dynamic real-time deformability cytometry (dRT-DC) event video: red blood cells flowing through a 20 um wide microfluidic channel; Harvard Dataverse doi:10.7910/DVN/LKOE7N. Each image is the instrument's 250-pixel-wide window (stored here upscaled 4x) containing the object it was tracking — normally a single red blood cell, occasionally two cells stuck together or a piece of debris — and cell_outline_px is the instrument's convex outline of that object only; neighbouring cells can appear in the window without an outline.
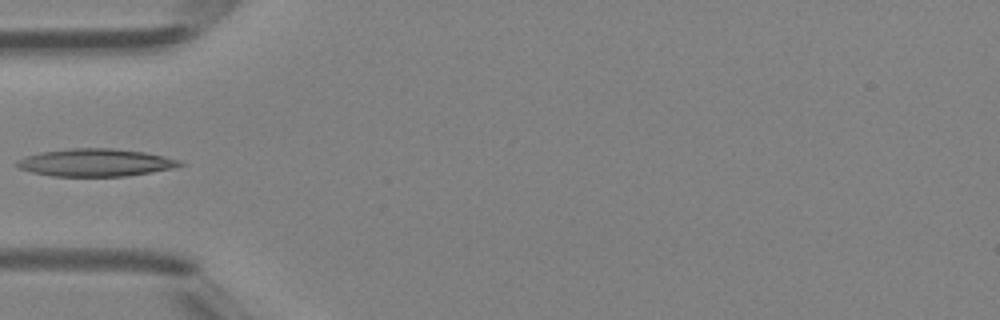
{"species": "Egyptian fruit bat (a non-hibernating species)", "species_latin": "Rousettus aegyptiacus", "temperature_condition": "room temperature", "stored_images_in_passage": 32, "camera_frame_rate_fps": 3000, "um_per_image_px": 0.085, "animal": {"sex": "female"}, "frame": {"image": 1, "passage_image": 1, "time_ms": 0.0, "image_size_px": [1000, 320], "cell_outline_px": [[184, 164], [172, 168], [124, 176], [52, 176], [32, 172], [20, 168], [16, 164], [16, 160], [24, 156], [40, 152], [72, 148], [112, 148], [144, 152], [164, 156], [180, 160]], "centroid_in_image_um": [8.08, 13.81], "position_along_channel_um": 76.9, "area_um2": 26.01}}
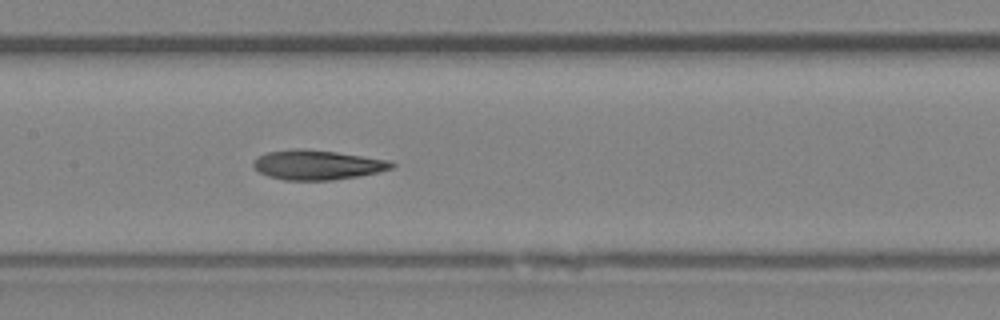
{"frame": {"image": 2, "passage_image": 8, "time_ms": 2.333, "image_size_px": [1000, 320], "cell_outline_px": [[396, 164], [392, 168], [380, 172], [332, 180], [284, 180], [268, 176], [260, 172], [252, 164], [256, 156], [268, 152], [296, 148], [300, 148], [336, 152], [388, 160]], "centroid_in_image_um": [26.95, 14.01], "position_along_channel_um": 180.4, "area_um2": 23.76}}
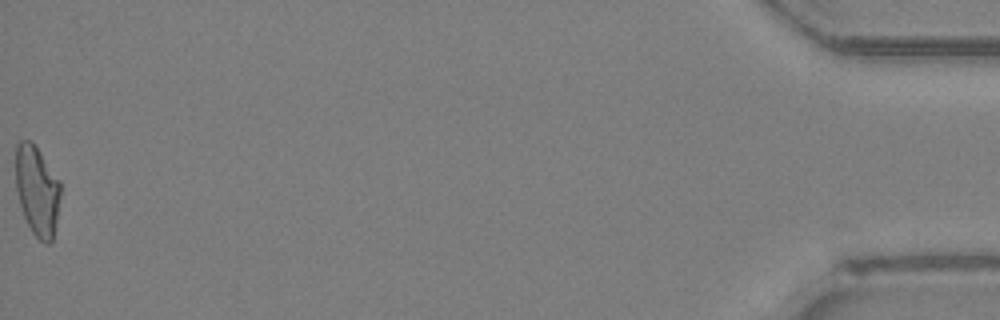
{"frame": {"image": 3, "passage_image": 32, "time_ms": 10.333, "image_size_px": [1000, 320], "cell_outline_px": [[60, 196], [56, 220], [52, 240], [48, 244], [44, 244], [32, 232], [24, 216], [20, 204], [16, 188], [16, 144], [20, 140], [28, 140], [40, 152], [60, 180]], "centroid_in_image_um": [3.15, 16.21], "position_along_channel_um": 432.0, "area_um2": 23.18}}